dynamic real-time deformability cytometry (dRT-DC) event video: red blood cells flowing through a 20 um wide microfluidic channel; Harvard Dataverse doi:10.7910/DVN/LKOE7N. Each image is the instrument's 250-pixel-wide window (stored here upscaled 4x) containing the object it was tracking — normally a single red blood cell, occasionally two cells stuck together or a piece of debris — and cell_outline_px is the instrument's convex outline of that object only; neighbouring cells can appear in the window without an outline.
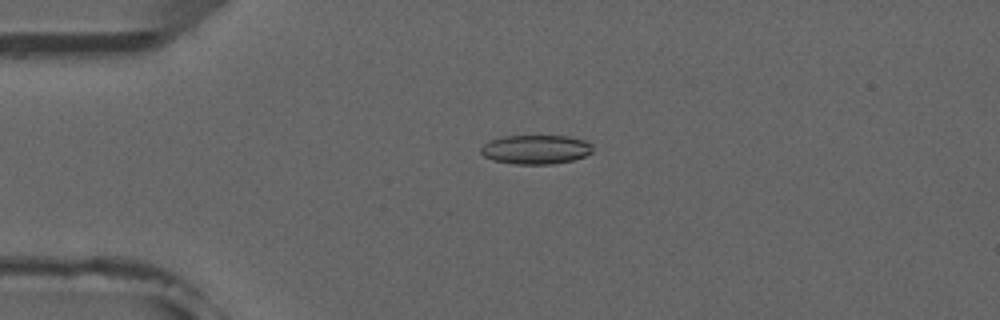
{"species": "common noctule bat (a hibernating species)", "species_latin": "Nyctalus noctula", "temperature_condition": "room temperature", "stored_images_in_passage": 5, "camera_frame_rate_fps": 3000, "um_per_image_px": 0.085, "animal": {"sex": "male", "forearm_length_mm": 52.5}, "frame": {"image": 1, "passage_image": 4, "time_ms": 3.333, "image_size_px": [1000, 320], "cell_outline_px": [[592, 152], [584, 156], [572, 160], [552, 164], [512, 164], [492, 160], [484, 156], [480, 152], [480, 148], [488, 140], [504, 136], [568, 136], [584, 140], [592, 144]], "centroid_in_image_um": [45.51, 12.7], "position_along_channel_um": 39.5, "area_um2": 19.07}}